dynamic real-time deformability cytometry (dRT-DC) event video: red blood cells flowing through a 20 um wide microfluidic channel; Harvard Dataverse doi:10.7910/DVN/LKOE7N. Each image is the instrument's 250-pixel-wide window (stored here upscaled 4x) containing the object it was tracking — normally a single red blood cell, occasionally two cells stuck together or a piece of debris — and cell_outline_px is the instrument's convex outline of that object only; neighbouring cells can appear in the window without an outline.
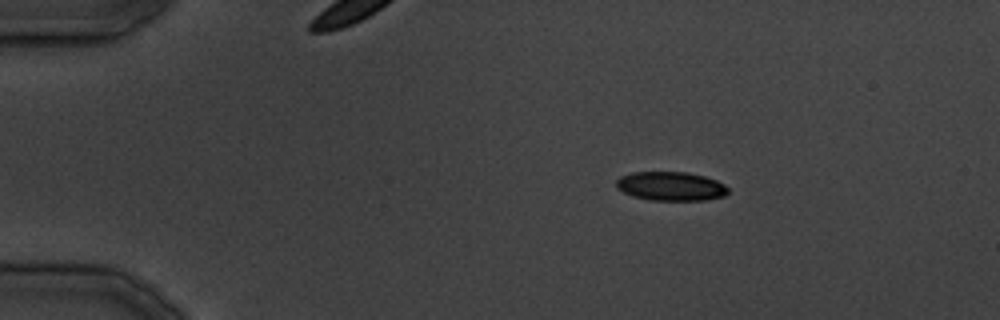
{"species": "common noctule bat (a hibernating species)", "species_latin": "Nyctalus noctula", "temperature_condition": "cold", "stored_images_in_passage": 12, "camera_frame_rate_fps": 3000, "um_per_image_px": 0.085, "animal": {"sex": "male", "body_mass_g": 19.5, "forearm_length_mm": 54.6}, "frame": {"image": 1, "passage_image": 3, "time_ms": 3.0, "image_size_px": [1000, 320], "cell_outline_px": [[728, 192], [724, 196], [704, 200], [652, 200], [632, 196], [616, 188], [616, 180], [620, 176], [632, 172], [688, 172], [704, 176], [716, 180], [724, 184], [728, 188]], "centroid_in_image_um": [57.0, 15.82], "position_along_channel_um": 28.0, "area_um2": 18.9}}